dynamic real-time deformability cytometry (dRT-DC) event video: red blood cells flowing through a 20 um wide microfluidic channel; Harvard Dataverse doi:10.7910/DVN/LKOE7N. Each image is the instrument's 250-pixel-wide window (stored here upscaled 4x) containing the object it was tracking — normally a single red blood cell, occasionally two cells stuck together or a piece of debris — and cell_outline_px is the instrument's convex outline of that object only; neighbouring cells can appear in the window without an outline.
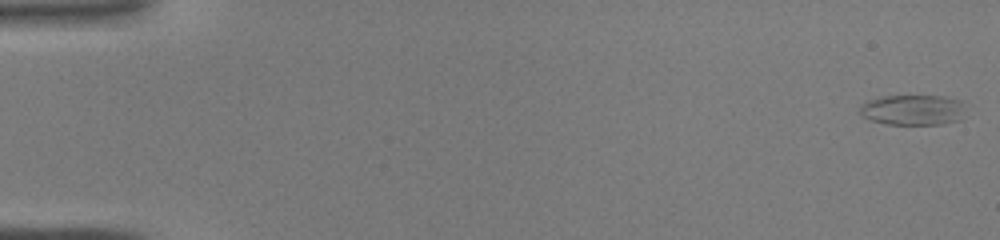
{"species": "common noctule bat (a hibernating species)", "species_latin": "Nyctalus noctula", "temperature_condition": "warm", "stored_images_in_passage": 45, "camera_frame_rate_fps": 3000, "um_per_image_px": 0.085, "animal": {"sex": "male", "body_mass_g": 19.0, "forearm_length_mm": 50.8}, "frame": {"image": 1, "passage_image": 1, "time_ms": 0.0, "image_size_px": [1000, 240], "cell_outline_px": [[964, 120], [944, 124], [888, 124], [872, 120], [864, 116], [860, 112], [860, 104], [868, 100], [884, 96], [944, 96], [960, 100], [964, 104]], "centroid_in_image_um": [77.66, 9.34], "position_along_channel_um": 7.3, "area_um2": 18.9}}
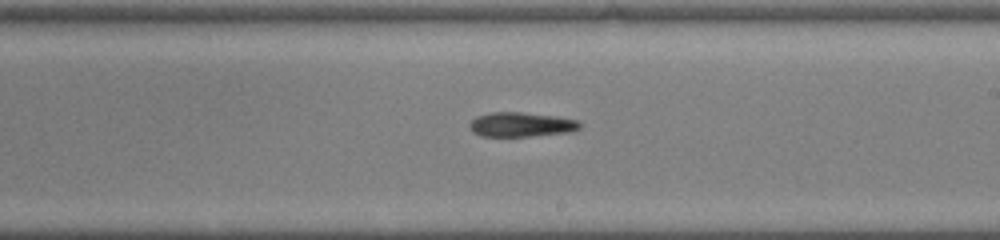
{"frame": {"image": 2, "passage_image": 27, "time_ms": 8.667, "image_size_px": [1000, 240], "cell_outline_px": [[580, 128], [572, 132], [528, 136], [480, 136], [472, 132], [468, 124], [476, 116], [492, 112], [520, 112], [556, 116], [576, 120], [580, 124]], "centroid_in_image_um": [44.27, 10.59], "position_along_channel_um": 244.7, "area_um2": 15.72}}
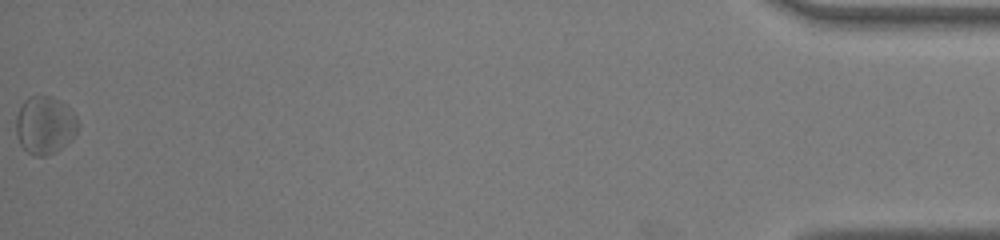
{"frame": {"image": 3, "passage_image": 45, "time_ms": 14.667, "image_size_px": [1000, 240], "cell_outline_px": [[80, 124], [72, 140], [60, 148], [44, 156], [32, 156], [20, 144], [16, 136], [16, 116], [24, 100], [28, 96], [52, 96], [60, 100], [76, 116]], "centroid_in_image_um": [3.81, 10.63], "position_along_channel_um": 431.4, "area_um2": 20.92}}